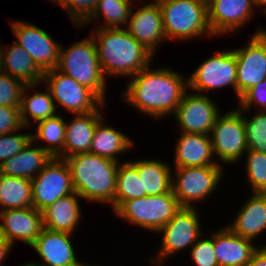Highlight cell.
Returning a JSON list of instances; mask_svg holds the SVG:
<instances>
[{
	"label": "cell",
	"instance_id": "1",
	"mask_svg": "<svg viewBox=\"0 0 266 266\" xmlns=\"http://www.w3.org/2000/svg\"><path fill=\"white\" fill-rule=\"evenodd\" d=\"M167 66L150 64L132 76L121 92L122 102L154 120L172 116L189 90V84L182 72Z\"/></svg>",
	"mask_w": 266,
	"mask_h": 266
},
{
	"label": "cell",
	"instance_id": "2",
	"mask_svg": "<svg viewBox=\"0 0 266 266\" xmlns=\"http://www.w3.org/2000/svg\"><path fill=\"white\" fill-rule=\"evenodd\" d=\"M90 32L97 48L99 64L107 78H131L154 61V55L125 28H93Z\"/></svg>",
	"mask_w": 266,
	"mask_h": 266
},
{
	"label": "cell",
	"instance_id": "3",
	"mask_svg": "<svg viewBox=\"0 0 266 266\" xmlns=\"http://www.w3.org/2000/svg\"><path fill=\"white\" fill-rule=\"evenodd\" d=\"M74 191L82 199L110 206L114 202L116 177L120 162L91 153H80L65 158Z\"/></svg>",
	"mask_w": 266,
	"mask_h": 266
},
{
	"label": "cell",
	"instance_id": "4",
	"mask_svg": "<svg viewBox=\"0 0 266 266\" xmlns=\"http://www.w3.org/2000/svg\"><path fill=\"white\" fill-rule=\"evenodd\" d=\"M166 39L185 42L215 38L208 24L207 2L203 0H157Z\"/></svg>",
	"mask_w": 266,
	"mask_h": 266
},
{
	"label": "cell",
	"instance_id": "5",
	"mask_svg": "<svg viewBox=\"0 0 266 266\" xmlns=\"http://www.w3.org/2000/svg\"><path fill=\"white\" fill-rule=\"evenodd\" d=\"M57 69L90 88L105 103L107 102L106 86L108 87V80L99 64L97 48L91 34L81 41H75L70 47L60 46Z\"/></svg>",
	"mask_w": 266,
	"mask_h": 266
},
{
	"label": "cell",
	"instance_id": "6",
	"mask_svg": "<svg viewBox=\"0 0 266 266\" xmlns=\"http://www.w3.org/2000/svg\"><path fill=\"white\" fill-rule=\"evenodd\" d=\"M197 208H181L156 234H161L160 246L151 255V265L164 266L168 258L185 249H190L205 233ZM203 230V231H202Z\"/></svg>",
	"mask_w": 266,
	"mask_h": 266
},
{
	"label": "cell",
	"instance_id": "7",
	"mask_svg": "<svg viewBox=\"0 0 266 266\" xmlns=\"http://www.w3.org/2000/svg\"><path fill=\"white\" fill-rule=\"evenodd\" d=\"M180 209L181 206L171 191L124 201L114 214L118 219L156 234Z\"/></svg>",
	"mask_w": 266,
	"mask_h": 266
},
{
	"label": "cell",
	"instance_id": "8",
	"mask_svg": "<svg viewBox=\"0 0 266 266\" xmlns=\"http://www.w3.org/2000/svg\"><path fill=\"white\" fill-rule=\"evenodd\" d=\"M225 166L180 167L172 169V192L181 208H197L218 190ZM175 170V171H174ZM197 206V207H196Z\"/></svg>",
	"mask_w": 266,
	"mask_h": 266
},
{
	"label": "cell",
	"instance_id": "9",
	"mask_svg": "<svg viewBox=\"0 0 266 266\" xmlns=\"http://www.w3.org/2000/svg\"><path fill=\"white\" fill-rule=\"evenodd\" d=\"M42 84L50 91L57 111L62 108L67 114H86L98 110L105 103L90 88L57 68L43 73Z\"/></svg>",
	"mask_w": 266,
	"mask_h": 266
},
{
	"label": "cell",
	"instance_id": "10",
	"mask_svg": "<svg viewBox=\"0 0 266 266\" xmlns=\"http://www.w3.org/2000/svg\"><path fill=\"white\" fill-rule=\"evenodd\" d=\"M210 138L219 165L240 163L248 150L242 109L237 106L236 109L220 113L211 129Z\"/></svg>",
	"mask_w": 266,
	"mask_h": 266
},
{
	"label": "cell",
	"instance_id": "11",
	"mask_svg": "<svg viewBox=\"0 0 266 266\" xmlns=\"http://www.w3.org/2000/svg\"><path fill=\"white\" fill-rule=\"evenodd\" d=\"M237 60L233 49L217 51L202 61L188 77L189 90L210 95L222 88L233 89L236 97ZM227 86V87H226Z\"/></svg>",
	"mask_w": 266,
	"mask_h": 266
},
{
	"label": "cell",
	"instance_id": "12",
	"mask_svg": "<svg viewBox=\"0 0 266 266\" xmlns=\"http://www.w3.org/2000/svg\"><path fill=\"white\" fill-rule=\"evenodd\" d=\"M9 23L19 46L27 51L38 69L45 73L57 68L59 64L60 42L52 34L30 22L14 21Z\"/></svg>",
	"mask_w": 266,
	"mask_h": 266
},
{
	"label": "cell",
	"instance_id": "13",
	"mask_svg": "<svg viewBox=\"0 0 266 266\" xmlns=\"http://www.w3.org/2000/svg\"><path fill=\"white\" fill-rule=\"evenodd\" d=\"M263 28L257 25L248 44L233 49L237 60V101L247 90L266 79V35Z\"/></svg>",
	"mask_w": 266,
	"mask_h": 266
},
{
	"label": "cell",
	"instance_id": "14",
	"mask_svg": "<svg viewBox=\"0 0 266 266\" xmlns=\"http://www.w3.org/2000/svg\"><path fill=\"white\" fill-rule=\"evenodd\" d=\"M73 192L71 171L65 159L53 157L32 179L33 207L40 212Z\"/></svg>",
	"mask_w": 266,
	"mask_h": 266
},
{
	"label": "cell",
	"instance_id": "15",
	"mask_svg": "<svg viewBox=\"0 0 266 266\" xmlns=\"http://www.w3.org/2000/svg\"><path fill=\"white\" fill-rule=\"evenodd\" d=\"M218 105L210 95L188 90L173 113L176 126L180 132L210 135L215 120L221 113L222 108Z\"/></svg>",
	"mask_w": 266,
	"mask_h": 266
},
{
	"label": "cell",
	"instance_id": "16",
	"mask_svg": "<svg viewBox=\"0 0 266 266\" xmlns=\"http://www.w3.org/2000/svg\"><path fill=\"white\" fill-rule=\"evenodd\" d=\"M143 1L136 0L125 30L155 56L157 49L167 42L162 13L157 0L148 4Z\"/></svg>",
	"mask_w": 266,
	"mask_h": 266
},
{
	"label": "cell",
	"instance_id": "17",
	"mask_svg": "<svg viewBox=\"0 0 266 266\" xmlns=\"http://www.w3.org/2000/svg\"><path fill=\"white\" fill-rule=\"evenodd\" d=\"M258 8L256 0H210L208 24L214 37L237 33L252 19Z\"/></svg>",
	"mask_w": 266,
	"mask_h": 266
},
{
	"label": "cell",
	"instance_id": "18",
	"mask_svg": "<svg viewBox=\"0 0 266 266\" xmlns=\"http://www.w3.org/2000/svg\"><path fill=\"white\" fill-rule=\"evenodd\" d=\"M71 233L51 231L43 228L38 238L30 246L43 263L30 261L31 266H79Z\"/></svg>",
	"mask_w": 266,
	"mask_h": 266
},
{
	"label": "cell",
	"instance_id": "19",
	"mask_svg": "<svg viewBox=\"0 0 266 266\" xmlns=\"http://www.w3.org/2000/svg\"><path fill=\"white\" fill-rule=\"evenodd\" d=\"M43 228L42 212L33 206L0 211V233L13 246L18 240L30 247Z\"/></svg>",
	"mask_w": 266,
	"mask_h": 266
},
{
	"label": "cell",
	"instance_id": "20",
	"mask_svg": "<svg viewBox=\"0 0 266 266\" xmlns=\"http://www.w3.org/2000/svg\"><path fill=\"white\" fill-rule=\"evenodd\" d=\"M226 225L233 233L257 241L266 232V193L252 192Z\"/></svg>",
	"mask_w": 266,
	"mask_h": 266
},
{
	"label": "cell",
	"instance_id": "21",
	"mask_svg": "<svg viewBox=\"0 0 266 266\" xmlns=\"http://www.w3.org/2000/svg\"><path fill=\"white\" fill-rule=\"evenodd\" d=\"M179 133L174 146L172 168L222 166L215 160L210 135Z\"/></svg>",
	"mask_w": 266,
	"mask_h": 266
},
{
	"label": "cell",
	"instance_id": "22",
	"mask_svg": "<svg viewBox=\"0 0 266 266\" xmlns=\"http://www.w3.org/2000/svg\"><path fill=\"white\" fill-rule=\"evenodd\" d=\"M214 247L219 266H245L259 243L233 233L225 224L214 231Z\"/></svg>",
	"mask_w": 266,
	"mask_h": 266
},
{
	"label": "cell",
	"instance_id": "23",
	"mask_svg": "<svg viewBox=\"0 0 266 266\" xmlns=\"http://www.w3.org/2000/svg\"><path fill=\"white\" fill-rule=\"evenodd\" d=\"M104 103L98 110L86 114L72 115L71 121H66L64 159L80 153H88L97 123L104 117Z\"/></svg>",
	"mask_w": 266,
	"mask_h": 266
},
{
	"label": "cell",
	"instance_id": "24",
	"mask_svg": "<svg viewBox=\"0 0 266 266\" xmlns=\"http://www.w3.org/2000/svg\"><path fill=\"white\" fill-rule=\"evenodd\" d=\"M81 199L78 193L73 192L45 208L42 211L43 227L51 231L74 234L83 217L79 203Z\"/></svg>",
	"mask_w": 266,
	"mask_h": 266
},
{
	"label": "cell",
	"instance_id": "25",
	"mask_svg": "<svg viewBox=\"0 0 266 266\" xmlns=\"http://www.w3.org/2000/svg\"><path fill=\"white\" fill-rule=\"evenodd\" d=\"M105 115L97 123L89 153L121 162L118 158L136 147L134 141L125 132L108 125Z\"/></svg>",
	"mask_w": 266,
	"mask_h": 266
},
{
	"label": "cell",
	"instance_id": "26",
	"mask_svg": "<svg viewBox=\"0 0 266 266\" xmlns=\"http://www.w3.org/2000/svg\"><path fill=\"white\" fill-rule=\"evenodd\" d=\"M52 158L47 151L36 146L31 140L20 152L0 165V174L32 180Z\"/></svg>",
	"mask_w": 266,
	"mask_h": 266
},
{
	"label": "cell",
	"instance_id": "27",
	"mask_svg": "<svg viewBox=\"0 0 266 266\" xmlns=\"http://www.w3.org/2000/svg\"><path fill=\"white\" fill-rule=\"evenodd\" d=\"M1 71L9 74L26 85L41 84L43 73L33 62L25 49L15 41L2 48Z\"/></svg>",
	"mask_w": 266,
	"mask_h": 266
},
{
	"label": "cell",
	"instance_id": "28",
	"mask_svg": "<svg viewBox=\"0 0 266 266\" xmlns=\"http://www.w3.org/2000/svg\"><path fill=\"white\" fill-rule=\"evenodd\" d=\"M39 86H43V84L27 85L24 88L20 113L25 127L30 128L33 125L31 120L37 123L58 114L50 91L47 88H44V91H39Z\"/></svg>",
	"mask_w": 266,
	"mask_h": 266
},
{
	"label": "cell",
	"instance_id": "29",
	"mask_svg": "<svg viewBox=\"0 0 266 266\" xmlns=\"http://www.w3.org/2000/svg\"><path fill=\"white\" fill-rule=\"evenodd\" d=\"M172 167L164 160L149 158L137 159V170L142 177V192L155 196L172 191Z\"/></svg>",
	"mask_w": 266,
	"mask_h": 266
},
{
	"label": "cell",
	"instance_id": "30",
	"mask_svg": "<svg viewBox=\"0 0 266 266\" xmlns=\"http://www.w3.org/2000/svg\"><path fill=\"white\" fill-rule=\"evenodd\" d=\"M33 128L32 140L36 145L52 157L64 159L66 120L62 114L58 112L56 116L38 121Z\"/></svg>",
	"mask_w": 266,
	"mask_h": 266
},
{
	"label": "cell",
	"instance_id": "31",
	"mask_svg": "<svg viewBox=\"0 0 266 266\" xmlns=\"http://www.w3.org/2000/svg\"><path fill=\"white\" fill-rule=\"evenodd\" d=\"M135 2L136 0H99L91 17L76 29L79 31L84 26H89L93 22L96 24L101 20L103 24L99 22L93 28H125Z\"/></svg>",
	"mask_w": 266,
	"mask_h": 266
},
{
	"label": "cell",
	"instance_id": "32",
	"mask_svg": "<svg viewBox=\"0 0 266 266\" xmlns=\"http://www.w3.org/2000/svg\"><path fill=\"white\" fill-rule=\"evenodd\" d=\"M32 206V180L0 174V211Z\"/></svg>",
	"mask_w": 266,
	"mask_h": 266
},
{
	"label": "cell",
	"instance_id": "33",
	"mask_svg": "<svg viewBox=\"0 0 266 266\" xmlns=\"http://www.w3.org/2000/svg\"><path fill=\"white\" fill-rule=\"evenodd\" d=\"M142 192V177H139L137 160L121 161L116 177V192L113 204L110 206L114 212L124 201L145 197Z\"/></svg>",
	"mask_w": 266,
	"mask_h": 266
},
{
	"label": "cell",
	"instance_id": "34",
	"mask_svg": "<svg viewBox=\"0 0 266 266\" xmlns=\"http://www.w3.org/2000/svg\"><path fill=\"white\" fill-rule=\"evenodd\" d=\"M244 155L245 179L251 187L250 192L266 193V153L247 150Z\"/></svg>",
	"mask_w": 266,
	"mask_h": 266
},
{
	"label": "cell",
	"instance_id": "35",
	"mask_svg": "<svg viewBox=\"0 0 266 266\" xmlns=\"http://www.w3.org/2000/svg\"><path fill=\"white\" fill-rule=\"evenodd\" d=\"M246 115L242 110L248 150L266 153V111L255 110L252 116Z\"/></svg>",
	"mask_w": 266,
	"mask_h": 266
},
{
	"label": "cell",
	"instance_id": "36",
	"mask_svg": "<svg viewBox=\"0 0 266 266\" xmlns=\"http://www.w3.org/2000/svg\"><path fill=\"white\" fill-rule=\"evenodd\" d=\"M68 14L76 27H81L92 15L99 0H49Z\"/></svg>",
	"mask_w": 266,
	"mask_h": 266
},
{
	"label": "cell",
	"instance_id": "37",
	"mask_svg": "<svg viewBox=\"0 0 266 266\" xmlns=\"http://www.w3.org/2000/svg\"><path fill=\"white\" fill-rule=\"evenodd\" d=\"M204 233L190 248L189 256L194 266H219L214 247V231Z\"/></svg>",
	"mask_w": 266,
	"mask_h": 266
},
{
	"label": "cell",
	"instance_id": "38",
	"mask_svg": "<svg viewBox=\"0 0 266 266\" xmlns=\"http://www.w3.org/2000/svg\"><path fill=\"white\" fill-rule=\"evenodd\" d=\"M26 86L24 82L0 71V105L20 108Z\"/></svg>",
	"mask_w": 266,
	"mask_h": 266
},
{
	"label": "cell",
	"instance_id": "39",
	"mask_svg": "<svg viewBox=\"0 0 266 266\" xmlns=\"http://www.w3.org/2000/svg\"><path fill=\"white\" fill-rule=\"evenodd\" d=\"M28 129L31 128L23 126L18 131L0 134V165L20 152L32 140V133L21 132Z\"/></svg>",
	"mask_w": 266,
	"mask_h": 266
},
{
	"label": "cell",
	"instance_id": "40",
	"mask_svg": "<svg viewBox=\"0 0 266 266\" xmlns=\"http://www.w3.org/2000/svg\"><path fill=\"white\" fill-rule=\"evenodd\" d=\"M245 112L266 111V79L247 90L237 103Z\"/></svg>",
	"mask_w": 266,
	"mask_h": 266
},
{
	"label": "cell",
	"instance_id": "41",
	"mask_svg": "<svg viewBox=\"0 0 266 266\" xmlns=\"http://www.w3.org/2000/svg\"><path fill=\"white\" fill-rule=\"evenodd\" d=\"M23 126L20 108L0 105V134L18 131Z\"/></svg>",
	"mask_w": 266,
	"mask_h": 266
},
{
	"label": "cell",
	"instance_id": "42",
	"mask_svg": "<svg viewBox=\"0 0 266 266\" xmlns=\"http://www.w3.org/2000/svg\"><path fill=\"white\" fill-rule=\"evenodd\" d=\"M245 266H266V246H259Z\"/></svg>",
	"mask_w": 266,
	"mask_h": 266
},
{
	"label": "cell",
	"instance_id": "43",
	"mask_svg": "<svg viewBox=\"0 0 266 266\" xmlns=\"http://www.w3.org/2000/svg\"><path fill=\"white\" fill-rule=\"evenodd\" d=\"M15 247L0 233V266L11 255Z\"/></svg>",
	"mask_w": 266,
	"mask_h": 266
},
{
	"label": "cell",
	"instance_id": "44",
	"mask_svg": "<svg viewBox=\"0 0 266 266\" xmlns=\"http://www.w3.org/2000/svg\"><path fill=\"white\" fill-rule=\"evenodd\" d=\"M258 10L261 9V13L266 16V0H256Z\"/></svg>",
	"mask_w": 266,
	"mask_h": 266
},
{
	"label": "cell",
	"instance_id": "45",
	"mask_svg": "<svg viewBox=\"0 0 266 266\" xmlns=\"http://www.w3.org/2000/svg\"><path fill=\"white\" fill-rule=\"evenodd\" d=\"M2 48H3V43H0V71H1V60H2V58H1L2 57Z\"/></svg>",
	"mask_w": 266,
	"mask_h": 266
},
{
	"label": "cell",
	"instance_id": "46",
	"mask_svg": "<svg viewBox=\"0 0 266 266\" xmlns=\"http://www.w3.org/2000/svg\"><path fill=\"white\" fill-rule=\"evenodd\" d=\"M89 264H90V263L87 264V263H85V262H82L79 266H99V265H97V264H95V265H94V264H90V265H89Z\"/></svg>",
	"mask_w": 266,
	"mask_h": 266
},
{
	"label": "cell",
	"instance_id": "47",
	"mask_svg": "<svg viewBox=\"0 0 266 266\" xmlns=\"http://www.w3.org/2000/svg\"><path fill=\"white\" fill-rule=\"evenodd\" d=\"M4 266V265H3ZM19 266H31L30 262H26V263H23V264H19Z\"/></svg>",
	"mask_w": 266,
	"mask_h": 266
},
{
	"label": "cell",
	"instance_id": "48",
	"mask_svg": "<svg viewBox=\"0 0 266 266\" xmlns=\"http://www.w3.org/2000/svg\"><path fill=\"white\" fill-rule=\"evenodd\" d=\"M263 33L266 35V27L263 28Z\"/></svg>",
	"mask_w": 266,
	"mask_h": 266
}]
</instances>
